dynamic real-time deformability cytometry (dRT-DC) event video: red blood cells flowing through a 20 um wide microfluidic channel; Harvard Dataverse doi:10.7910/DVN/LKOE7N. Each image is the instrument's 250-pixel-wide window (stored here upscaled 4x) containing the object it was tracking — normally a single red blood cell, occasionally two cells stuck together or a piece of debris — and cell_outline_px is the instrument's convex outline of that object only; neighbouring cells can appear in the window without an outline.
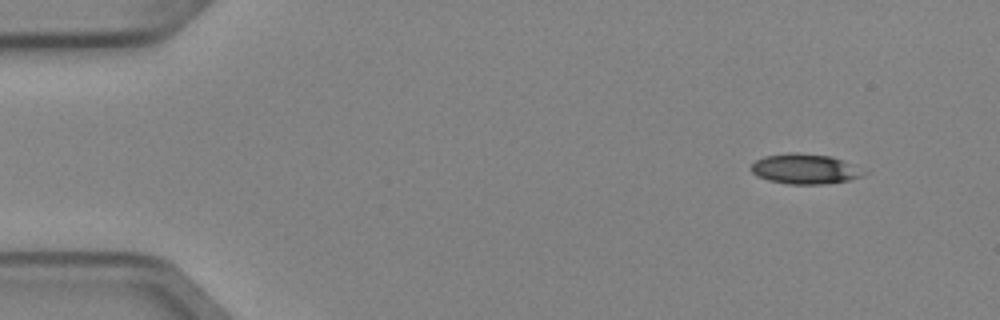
{"species": "Egyptian fruit bat (a non-hibernating species)", "species_latin": "Rousettus aegyptiacus", "temperature_condition": "cold", "stored_images_in_passage": 4, "segment_of_instrument_passage": [1, 2], "camera_frame_rate_fps": 3000, "um_per_image_px": 0.085, "animal": {"sex": "female"}, "frame": {"image": 1, "passage_image": 1, "time_ms": 0.0, "image_size_px": [1000, 320], "cell_outline_px": [[868, 172], [864, 176], [848, 180], [820, 184], [788, 184], [768, 180], [756, 176], [752, 172], [752, 164], [756, 160], [764, 156], [792, 152], [796, 152], [832, 156]], "centroid_in_image_um": [68.41, 14.36], "position_along_channel_um": 16.6, "area_um2": 19.65}}